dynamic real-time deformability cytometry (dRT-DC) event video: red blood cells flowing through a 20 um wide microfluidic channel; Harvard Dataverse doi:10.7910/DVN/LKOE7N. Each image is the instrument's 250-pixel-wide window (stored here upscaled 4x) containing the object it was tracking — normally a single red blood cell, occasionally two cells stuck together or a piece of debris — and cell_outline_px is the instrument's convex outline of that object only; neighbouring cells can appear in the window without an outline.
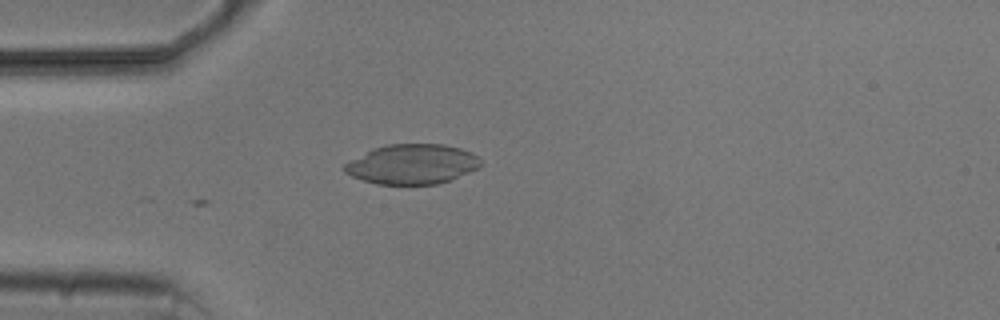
{"species": "common noctule bat (a hibernating species)", "species_latin": "Nyctalus noctula", "temperature_condition": "cold", "stored_images_in_passage": 4, "camera_frame_rate_fps": 3000, "um_per_image_px": 0.085, "animal": {"sex": "male", "body_mass_g": 20.5, "forearm_length_mm": 52.5}, "frame": {"image": 1, "passage_image": 4, "time_ms": 3.333, "image_size_px": [1000, 320], "cell_outline_px": [[480, 168], [448, 180], [436, 184], [376, 184], [352, 176], [344, 172], [344, 164], [372, 148], [388, 144], [444, 144], [460, 148], [472, 152], [480, 156]], "centroid_in_image_um": [35.05, 13.94], "position_along_channel_um": 49.9, "area_um2": 31.56}}